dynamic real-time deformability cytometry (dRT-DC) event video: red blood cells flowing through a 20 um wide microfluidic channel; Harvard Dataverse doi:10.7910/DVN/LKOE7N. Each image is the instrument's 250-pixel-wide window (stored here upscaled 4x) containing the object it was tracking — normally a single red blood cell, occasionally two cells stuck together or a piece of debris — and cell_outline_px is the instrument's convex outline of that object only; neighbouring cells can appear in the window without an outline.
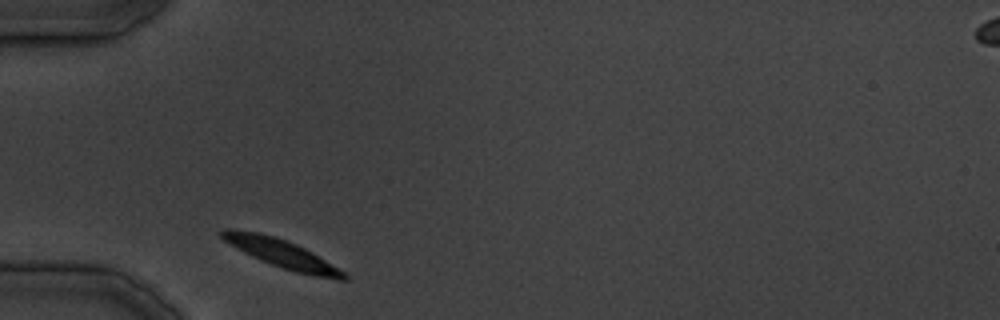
{"species": "common noctule bat (a hibernating species)", "species_latin": "Nyctalus noctula", "temperature_condition": "cold", "stored_images_in_passage": 22, "camera_frame_rate_fps": 3000, "um_per_image_px": 0.085, "animal": {"sex": "male", "body_mass_g": 19.5, "forearm_length_mm": 54.6}, "frame": {"image": 1, "passage_image": 1, "time_ms": 0.0, "image_size_px": [1000, 320], "cell_outline_px": [[348, 280], [336, 280], [296, 272], [260, 260], [244, 252], [224, 240], [220, 236], [220, 232], [224, 228], [232, 228], [260, 232], [296, 244], [312, 252], [344, 272], [348, 276]], "centroid_in_image_um": [23.93, 21.54], "position_along_channel_um": 61.1, "area_um2": 19.83}}
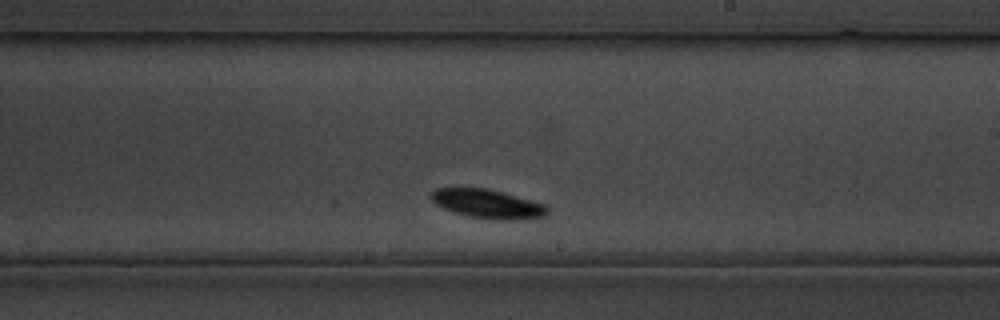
{"frame": {"image": 2, "passage_image": 13, "time_ms": 14.667, "image_size_px": [1000, 320], "cell_outline_px": [[548, 212], [544, 216], [520, 220], [500, 220], [468, 216], [444, 208], [436, 204], [428, 196], [436, 188], [484, 188], [516, 196], [544, 204], [548, 208]], "centroid_in_image_um": [41.44, 17.33], "position_along_channel_um": 247.6, "area_um2": 19.31}}
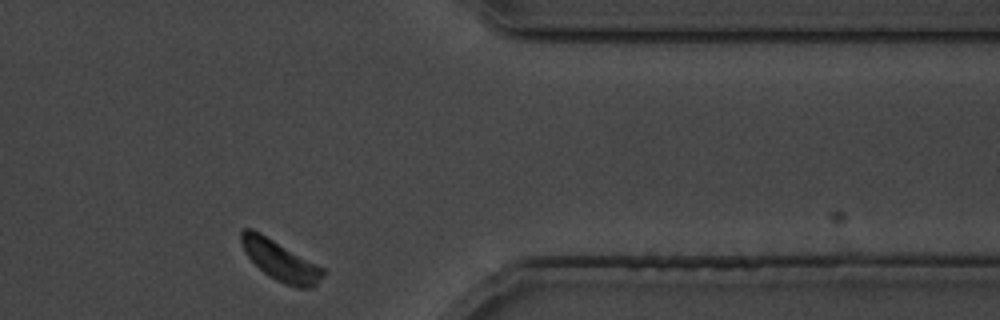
{"frame": {"image": 3, "passage_image": 22, "time_ms": 26.0, "image_size_px": [1000, 320], "cell_outline_px": [[328, 272], [312, 288], [296, 288], [284, 284], [268, 276], [244, 252], [240, 240], [240, 232], [244, 228], [252, 228], [260, 232], [324, 268]], "centroid_in_image_um": [23.84, 22.16], "position_along_channel_um": 387.6, "area_um2": 19.19}}